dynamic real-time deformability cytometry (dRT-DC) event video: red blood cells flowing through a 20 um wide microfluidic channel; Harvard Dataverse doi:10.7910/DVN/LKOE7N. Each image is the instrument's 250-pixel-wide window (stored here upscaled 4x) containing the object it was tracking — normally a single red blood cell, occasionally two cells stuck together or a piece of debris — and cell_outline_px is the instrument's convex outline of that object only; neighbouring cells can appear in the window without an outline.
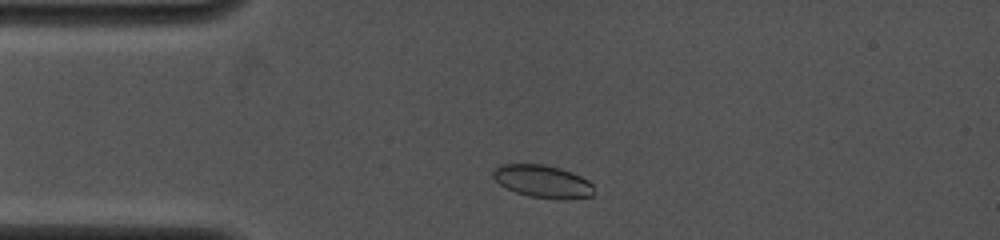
{"species": "common noctule bat (a hibernating species)", "species_latin": "Nyctalus noctula", "temperature_condition": "cold", "stored_images_in_passage": 16, "camera_frame_rate_fps": 4000, "um_per_image_px": 0.085, "animal": {"sex": "female", "body_mass_g": 19.0, "forearm_length_mm": 53.3}, "frame": {"image": 1, "passage_image": 1, "time_ms": 0.0, "image_size_px": [1000, 240], "cell_outline_px": [[592, 196], [564, 200], [560, 200], [532, 196], [516, 192], [500, 184], [492, 176], [492, 172], [500, 164], [544, 164], [560, 168], [572, 172], [588, 180], [592, 184]], "centroid_in_image_um": [46.14, 15.41], "position_along_channel_um": 38.9, "area_um2": 19.07}}
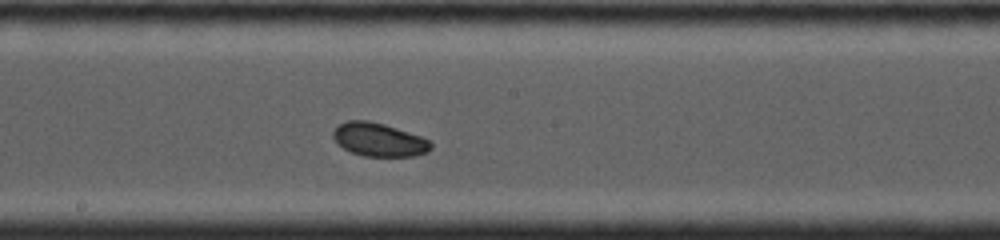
{"frame": {"image": 2, "passage_image": 7, "time_ms": 5.0, "image_size_px": [1000, 240], "cell_outline_px": [[432, 148], [428, 152], [412, 156], [364, 156], [352, 152], [344, 148], [332, 136], [332, 132], [340, 124], [348, 120], [368, 120], [384, 124], [420, 136], [428, 140], [432, 144]], "centroid_in_image_um": [32.22, 11.87], "position_along_channel_um": 216.0, "area_um2": 18.79}}
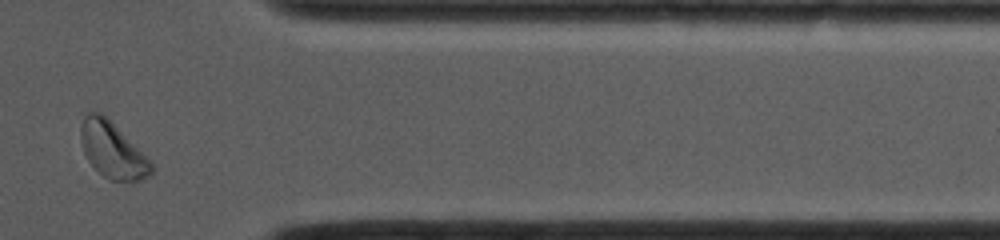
{"frame": {"image": 3, "passage_image": 14, "time_ms": 9.75, "image_size_px": [1000, 240], "cell_outline_px": [[156, 168], [148, 176], [140, 180], [108, 180], [88, 160], [80, 144], [80, 128], [84, 116], [92, 108], [100, 112], [152, 160]], "centroid_in_image_um": [9.56, 12.74], "position_along_channel_um": 401.8, "area_um2": 23.0}, "authors_computed_cell_mechanics": {"area_um2": 19.1029, "velocity_mm_per_s": 4.0258, "shape_relaxation_time_tau1_ms": 2.2893, "shape_relaxation_time_tau2_ms": null, "deformation_change_tau1": 0.0386, "deformation_change_tau2": null}}